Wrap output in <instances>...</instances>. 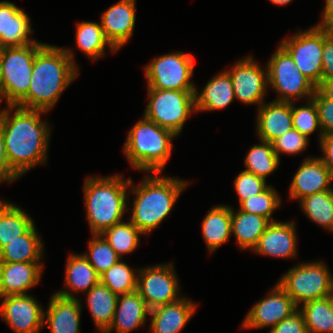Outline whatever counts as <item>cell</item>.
Wrapping results in <instances>:
<instances>
[{"label":"cell","instance_id":"obj_26","mask_svg":"<svg viewBox=\"0 0 333 333\" xmlns=\"http://www.w3.org/2000/svg\"><path fill=\"white\" fill-rule=\"evenodd\" d=\"M66 285L69 290H61L56 294L66 298H76L70 290L89 291L99 281V275L84 255L70 254L66 265Z\"/></svg>","mask_w":333,"mask_h":333},{"label":"cell","instance_id":"obj_35","mask_svg":"<svg viewBox=\"0 0 333 333\" xmlns=\"http://www.w3.org/2000/svg\"><path fill=\"white\" fill-rule=\"evenodd\" d=\"M279 159L273 150L272 143L261 141V144L252 146L246 155L245 171L266 180V177L278 167Z\"/></svg>","mask_w":333,"mask_h":333},{"label":"cell","instance_id":"obj_48","mask_svg":"<svg viewBox=\"0 0 333 333\" xmlns=\"http://www.w3.org/2000/svg\"><path fill=\"white\" fill-rule=\"evenodd\" d=\"M316 90L326 99L333 101V79H324L316 86Z\"/></svg>","mask_w":333,"mask_h":333},{"label":"cell","instance_id":"obj_9","mask_svg":"<svg viewBox=\"0 0 333 333\" xmlns=\"http://www.w3.org/2000/svg\"><path fill=\"white\" fill-rule=\"evenodd\" d=\"M267 71L268 85L280 94L275 101L294 102L304 96L312 99L316 86L300 72L291 55L281 45L270 58Z\"/></svg>","mask_w":333,"mask_h":333},{"label":"cell","instance_id":"obj_54","mask_svg":"<svg viewBox=\"0 0 333 333\" xmlns=\"http://www.w3.org/2000/svg\"><path fill=\"white\" fill-rule=\"evenodd\" d=\"M328 29H329V31H330V34L333 35V24H332Z\"/></svg>","mask_w":333,"mask_h":333},{"label":"cell","instance_id":"obj_25","mask_svg":"<svg viewBox=\"0 0 333 333\" xmlns=\"http://www.w3.org/2000/svg\"><path fill=\"white\" fill-rule=\"evenodd\" d=\"M194 97L196 111L220 110L227 107L235 99L229 73L224 71L213 77L199 95L195 91Z\"/></svg>","mask_w":333,"mask_h":333},{"label":"cell","instance_id":"obj_21","mask_svg":"<svg viewBox=\"0 0 333 333\" xmlns=\"http://www.w3.org/2000/svg\"><path fill=\"white\" fill-rule=\"evenodd\" d=\"M81 310L78 298H66L55 293L50 298L47 314L44 312V325L46 321L51 333H78Z\"/></svg>","mask_w":333,"mask_h":333},{"label":"cell","instance_id":"obj_50","mask_svg":"<svg viewBox=\"0 0 333 333\" xmlns=\"http://www.w3.org/2000/svg\"><path fill=\"white\" fill-rule=\"evenodd\" d=\"M2 65H3V47L0 46V92H1V81H2Z\"/></svg>","mask_w":333,"mask_h":333},{"label":"cell","instance_id":"obj_18","mask_svg":"<svg viewBox=\"0 0 333 333\" xmlns=\"http://www.w3.org/2000/svg\"><path fill=\"white\" fill-rule=\"evenodd\" d=\"M33 30L24 10L9 1L0 2V46H24L36 42L29 39Z\"/></svg>","mask_w":333,"mask_h":333},{"label":"cell","instance_id":"obj_41","mask_svg":"<svg viewBox=\"0 0 333 333\" xmlns=\"http://www.w3.org/2000/svg\"><path fill=\"white\" fill-rule=\"evenodd\" d=\"M234 186L239 197V203H241L254 195L260 194L269 185L266 184L265 179L244 170L237 175Z\"/></svg>","mask_w":333,"mask_h":333},{"label":"cell","instance_id":"obj_17","mask_svg":"<svg viewBox=\"0 0 333 333\" xmlns=\"http://www.w3.org/2000/svg\"><path fill=\"white\" fill-rule=\"evenodd\" d=\"M332 180L331 172L319 157L306 158L293 177L289 191L290 199L301 200L325 190H332Z\"/></svg>","mask_w":333,"mask_h":333},{"label":"cell","instance_id":"obj_45","mask_svg":"<svg viewBox=\"0 0 333 333\" xmlns=\"http://www.w3.org/2000/svg\"><path fill=\"white\" fill-rule=\"evenodd\" d=\"M324 79H333V35L326 27L322 51V80Z\"/></svg>","mask_w":333,"mask_h":333},{"label":"cell","instance_id":"obj_1","mask_svg":"<svg viewBox=\"0 0 333 333\" xmlns=\"http://www.w3.org/2000/svg\"><path fill=\"white\" fill-rule=\"evenodd\" d=\"M17 108L13 114L10 111ZM42 110L7 106L0 112V130L11 169L20 177L47 161L50 129L41 121Z\"/></svg>","mask_w":333,"mask_h":333},{"label":"cell","instance_id":"obj_6","mask_svg":"<svg viewBox=\"0 0 333 333\" xmlns=\"http://www.w3.org/2000/svg\"><path fill=\"white\" fill-rule=\"evenodd\" d=\"M37 41L24 46L3 47L0 102L17 106L27 95L35 54L44 46Z\"/></svg>","mask_w":333,"mask_h":333},{"label":"cell","instance_id":"obj_34","mask_svg":"<svg viewBox=\"0 0 333 333\" xmlns=\"http://www.w3.org/2000/svg\"><path fill=\"white\" fill-rule=\"evenodd\" d=\"M300 205L312 222L333 231V189L302 198Z\"/></svg>","mask_w":333,"mask_h":333},{"label":"cell","instance_id":"obj_16","mask_svg":"<svg viewBox=\"0 0 333 333\" xmlns=\"http://www.w3.org/2000/svg\"><path fill=\"white\" fill-rule=\"evenodd\" d=\"M135 0H120L101 17V27L106 39L118 50L131 38L135 26Z\"/></svg>","mask_w":333,"mask_h":333},{"label":"cell","instance_id":"obj_51","mask_svg":"<svg viewBox=\"0 0 333 333\" xmlns=\"http://www.w3.org/2000/svg\"><path fill=\"white\" fill-rule=\"evenodd\" d=\"M292 0H270L271 3H274L276 5H286L290 3Z\"/></svg>","mask_w":333,"mask_h":333},{"label":"cell","instance_id":"obj_24","mask_svg":"<svg viewBox=\"0 0 333 333\" xmlns=\"http://www.w3.org/2000/svg\"><path fill=\"white\" fill-rule=\"evenodd\" d=\"M150 309L145 300L137 291L119 295L113 322L105 333H110L115 328L117 333H128L147 320Z\"/></svg>","mask_w":333,"mask_h":333},{"label":"cell","instance_id":"obj_30","mask_svg":"<svg viewBox=\"0 0 333 333\" xmlns=\"http://www.w3.org/2000/svg\"><path fill=\"white\" fill-rule=\"evenodd\" d=\"M203 238L210 252L228 241L231 233V207L218 205L210 209L202 222Z\"/></svg>","mask_w":333,"mask_h":333},{"label":"cell","instance_id":"obj_49","mask_svg":"<svg viewBox=\"0 0 333 333\" xmlns=\"http://www.w3.org/2000/svg\"><path fill=\"white\" fill-rule=\"evenodd\" d=\"M322 19L318 26L329 28L333 24V0H326Z\"/></svg>","mask_w":333,"mask_h":333},{"label":"cell","instance_id":"obj_32","mask_svg":"<svg viewBox=\"0 0 333 333\" xmlns=\"http://www.w3.org/2000/svg\"><path fill=\"white\" fill-rule=\"evenodd\" d=\"M298 309L308 333H333V307L329 297L306 302Z\"/></svg>","mask_w":333,"mask_h":333},{"label":"cell","instance_id":"obj_40","mask_svg":"<svg viewBox=\"0 0 333 333\" xmlns=\"http://www.w3.org/2000/svg\"><path fill=\"white\" fill-rule=\"evenodd\" d=\"M308 102L307 105L298 108H295L294 102H292L293 128L307 138L316 129L320 128L319 136L321 139L323 133L321 132L316 105L313 99H309Z\"/></svg>","mask_w":333,"mask_h":333},{"label":"cell","instance_id":"obj_28","mask_svg":"<svg viewBox=\"0 0 333 333\" xmlns=\"http://www.w3.org/2000/svg\"><path fill=\"white\" fill-rule=\"evenodd\" d=\"M119 295L100 281L87 292V302L93 320L102 333L111 326Z\"/></svg>","mask_w":333,"mask_h":333},{"label":"cell","instance_id":"obj_15","mask_svg":"<svg viewBox=\"0 0 333 333\" xmlns=\"http://www.w3.org/2000/svg\"><path fill=\"white\" fill-rule=\"evenodd\" d=\"M298 310L292 298L277 283L271 294L257 302L247 313L243 328H272Z\"/></svg>","mask_w":333,"mask_h":333},{"label":"cell","instance_id":"obj_52","mask_svg":"<svg viewBox=\"0 0 333 333\" xmlns=\"http://www.w3.org/2000/svg\"><path fill=\"white\" fill-rule=\"evenodd\" d=\"M0 297H3V286H2V261L0 260Z\"/></svg>","mask_w":333,"mask_h":333},{"label":"cell","instance_id":"obj_2","mask_svg":"<svg viewBox=\"0 0 333 333\" xmlns=\"http://www.w3.org/2000/svg\"><path fill=\"white\" fill-rule=\"evenodd\" d=\"M73 56L69 49L45 44L35 54L28 93L17 106L49 111L78 76Z\"/></svg>","mask_w":333,"mask_h":333},{"label":"cell","instance_id":"obj_39","mask_svg":"<svg viewBox=\"0 0 333 333\" xmlns=\"http://www.w3.org/2000/svg\"><path fill=\"white\" fill-rule=\"evenodd\" d=\"M281 204V199L278 197V193L270 185L260 194L254 195L245 201L240 203L239 210L263 216L267 218L270 222H275V220H270L273 212Z\"/></svg>","mask_w":333,"mask_h":333},{"label":"cell","instance_id":"obj_36","mask_svg":"<svg viewBox=\"0 0 333 333\" xmlns=\"http://www.w3.org/2000/svg\"><path fill=\"white\" fill-rule=\"evenodd\" d=\"M143 234L131 221L119 222L104 231L101 236L110 244L117 255L133 252L139 244V235Z\"/></svg>","mask_w":333,"mask_h":333},{"label":"cell","instance_id":"obj_46","mask_svg":"<svg viewBox=\"0 0 333 333\" xmlns=\"http://www.w3.org/2000/svg\"><path fill=\"white\" fill-rule=\"evenodd\" d=\"M17 178H19V176L11 169L8 162L5 151L4 139L0 130V182H13Z\"/></svg>","mask_w":333,"mask_h":333},{"label":"cell","instance_id":"obj_44","mask_svg":"<svg viewBox=\"0 0 333 333\" xmlns=\"http://www.w3.org/2000/svg\"><path fill=\"white\" fill-rule=\"evenodd\" d=\"M269 333H308V331L304 317L298 309L291 316L271 328Z\"/></svg>","mask_w":333,"mask_h":333},{"label":"cell","instance_id":"obj_10","mask_svg":"<svg viewBox=\"0 0 333 333\" xmlns=\"http://www.w3.org/2000/svg\"><path fill=\"white\" fill-rule=\"evenodd\" d=\"M193 70V56L177 52L153 59L145 67V78L152 89L196 91L190 82Z\"/></svg>","mask_w":333,"mask_h":333},{"label":"cell","instance_id":"obj_23","mask_svg":"<svg viewBox=\"0 0 333 333\" xmlns=\"http://www.w3.org/2000/svg\"><path fill=\"white\" fill-rule=\"evenodd\" d=\"M42 268L41 262H2L3 297L27 295L41 279Z\"/></svg>","mask_w":333,"mask_h":333},{"label":"cell","instance_id":"obj_37","mask_svg":"<svg viewBox=\"0 0 333 333\" xmlns=\"http://www.w3.org/2000/svg\"><path fill=\"white\" fill-rule=\"evenodd\" d=\"M100 282L117 295L132 293L137 290V276L122 260L111 266L100 276Z\"/></svg>","mask_w":333,"mask_h":333},{"label":"cell","instance_id":"obj_42","mask_svg":"<svg viewBox=\"0 0 333 333\" xmlns=\"http://www.w3.org/2000/svg\"><path fill=\"white\" fill-rule=\"evenodd\" d=\"M308 140L309 138L293 128L275 139L272 146L275 154L280 158V152L293 155L304 151L309 143Z\"/></svg>","mask_w":333,"mask_h":333},{"label":"cell","instance_id":"obj_3","mask_svg":"<svg viewBox=\"0 0 333 333\" xmlns=\"http://www.w3.org/2000/svg\"><path fill=\"white\" fill-rule=\"evenodd\" d=\"M155 174L156 177L146 175L143 183L128 191L136 195L130 221L143 234L150 233L167 217L188 185V181L160 177L159 172Z\"/></svg>","mask_w":333,"mask_h":333},{"label":"cell","instance_id":"obj_53","mask_svg":"<svg viewBox=\"0 0 333 333\" xmlns=\"http://www.w3.org/2000/svg\"><path fill=\"white\" fill-rule=\"evenodd\" d=\"M328 297H329V299H330V302H331V304H332V307H333V286H332V289H331V291H330V293H329Z\"/></svg>","mask_w":333,"mask_h":333},{"label":"cell","instance_id":"obj_5","mask_svg":"<svg viewBox=\"0 0 333 333\" xmlns=\"http://www.w3.org/2000/svg\"><path fill=\"white\" fill-rule=\"evenodd\" d=\"M174 137V132L143 116L129 131L124 152L135 169L160 173L171 156Z\"/></svg>","mask_w":333,"mask_h":333},{"label":"cell","instance_id":"obj_11","mask_svg":"<svg viewBox=\"0 0 333 333\" xmlns=\"http://www.w3.org/2000/svg\"><path fill=\"white\" fill-rule=\"evenodd\" d=\"M324 27L314 26L297 33L280 44L293 58L296 67L315 86L322 80V51Z\"/></svg>","mask_w":333,"mask_h":333},{"label":"cell","instance_id":"obj_31","mask_svg":"<svg viewBox=\"0 0 333 333\" xmlns=\"http://www.w3.org/2000/svg\"><path fill=\"white\" fill-rule=\"evenodd\" d=\"M34 225L33 220L20 207L0 201V249L19 239Z\"/></svg>","mask_w":333,"mask_h":333},{"label":"cell","instance_id":"obj_12","mask_svg":"<svg viewBox=\"0 0 333 333\" xmlns=\"http://www.w3.org/2000/svg\"><path fill=\"white\" fill-rule=\"evenodd\" d=\"M138 274L136 291L150 310L181 299L178 297L179 283L172 264L146 267L138 270Z\"/></svg>","mask_w":333,"mask_h":333},{"label":"cell","instance_id":"obj_13","mask_svg":"<svg viewBox=\"0 0 333 333\" xmlns=\"http://www.w3.org/2000/svg\"><path fill=\"white\" fill-rule=\"evenodd\" d=\"M265 70L250 56L230 68L227 72L232 79L235 98L245 104H263L268 87L267 68Z\"/></svg>","mask_w":333,"mask_h":333},{"label":"cell","instance_id":"obj_4","mask_svg":"<svg viewBox=\"0 0 333 333\" xmlns=\"http://www.w3.org/2000/svg\"><path fill=\"white\" fill-rule=\"evenodd\" d=\"M120 176L89 177L85 180L86 213L92 234H102L122 221L127 208L126 189L133 182L131 178L124 181Z\"/></svg>","mask_w":333,"mask_h":333},{"label":"cell","instance_id":"obj_14","mask_svg":"<svg viewBox=\"0 0 333 333\" xmlns=\"http://www.w3.org/2000/svg\"><path fill=\"white\" fill-rule=\"evenodd\" d=\"M0 316L16 333H40L44 327V311L34 297L15 295L2 297Z\"/></svg>","mask_w":333,"mask_h":333},{"label":"cell","instance_id":"obj_20","mask_svg":"<svg viewBox=\"0 0 333 333\" xmlns=\"http://www.w3.org/2000/svg\"><path fill=\"white\" fill-rule=\"evenodd\" d=\"M294 222H271L253 249L261 255L290 258L297 255Z\"/></svg>","mask_w":333,"mask_h":333},{"label":"cell","instance_id":"obj_29","mask_svg":"<svg viewBox=\"0 0 333 333\" xmlns=\"http://www.w3.org/2000/svg\"><path fill=\"white\" fill-rule=\"evenodd\" d=\"M42 242L33 225L24 235L0 249L2 262H40L43 254Z\"/></svg>","mask_w":333,"mask_h":333},{"label":"cell","instance_id":"obj_33","mask_svg":"<svg viewBox=\"0 0 333 333\" xmlns=\"http://www.w3.org/2000/svg\"><path fill=\"white\" fill-rule=\"evenodd\" d=\"M76 46L91 59L104 55L105 46L108 45L112 52L117 51L106 39L101 24L96 22H79L76 30Z\"/></svg>","mask_w":333,"mask_h":333},{"label":"cell","instance_id":"obj_27","mask_svg":"<svg viewBox=\"0 0 333 333\" xmlns=\"http://www.w3.org/2000/svg\"><path fill=\"white\" fill-rule=\"evenodd\" d=\"M270 223L267 218L260 215L241 210L235 213L231 207V233H234L242 250L248 248L253 250Z\"/></svg>","mask_w":333,"mask_h":333},{"label":"cell","instance_id":"obj_22","mask_svg":"<svg viewBox=\"0 0 333 333\" xmlns=\"http://www.w3.org/2000/svg\"><path fill=\"white\" fill-rule=\"evenodd\" d=\"M196 308L195 303L182 297L174 303L151 309V332L179 333L191 319Z\"/></svg>","mask_w":333,"mask_h":333},{"label":"cell","instance_id":"obj_8","mask_svg":"<svg viewBox=\"0 0 333 333\" xmlns=\"http://www.w3.org/2000/svg\"><path fill=\"white\" fill-rule=\"evenodd\" d=\"M278 284L299 307L300 302L328 297L333 278L323 262L302 263L289 269Z\"/></svg>","mask_w":333,"mask_h":333},{"label":"cell","instance_id":"obj_19","mask_svg":"<svg viewBox=\"0 0 333 333\" xmlns=\"http://www.w3.org/2000/svg\"><path fill=\"white\" fill-rule=\"evenodd\" d=\"M293 129L292 102L273 101L258 109L257 132L261 141L272 143Z\"/></svg>","mask_w":333,"mask_h":333},{"label":"cell","instance_id":"obj_38","mask_svg":"<svg viewBox=\"0 0 333 333\" xmlns=\"http://www.w3.org/2000/svg\"><path fill=\"white\" fill-rule=\"evenodd\" d=\"M88 252L89 254L83 255L99 276L121 260L104 237H101V234H93L92 240L89 241Z\"/></svg>","mask_w":333,"mask_h":333},{"label":"cell","instance_id":"obj_7","mask_svg":"<svg viewBox=\"0 0 333 333\" xmlns=\"http://www.w3.org/2000/svg\"><path fill=\"white\" fill-rule=\"evenodd\" d=\"M194 95L195 91L148 87L149 102L144 117L179 135L191 112L196 111Z\"/></svg>","mask_w":333,"mask_h":333},{"label":"cell","instance_id":"obj_43","mask_svg":"<svg viewBox=\"0 0 333 333\" xmlns=\"http://www.w3.org/2000/svg\"><path fill=\"white\" fill-rule=\"evenodd\" d=\"M316 105L323 135L333 133V101L324 98L317 90L312 97Z\"/></svg>","mask_w":333,"mask_h":333},{"label":"cell","instance_id":"obj_47","mask_svg":"<svg viewBox=\"0 0 333 333\" xmlns=\"http://www.w3.org/2000/svg\"><path fill=\"white\" fill-rule=\"evenodd\" d=\"M320 145L324 152L323 157H319L333 176V133L325 134L320 139Z\"/></svg>","mask_w":333,"mask_h":333}]
</instances>
